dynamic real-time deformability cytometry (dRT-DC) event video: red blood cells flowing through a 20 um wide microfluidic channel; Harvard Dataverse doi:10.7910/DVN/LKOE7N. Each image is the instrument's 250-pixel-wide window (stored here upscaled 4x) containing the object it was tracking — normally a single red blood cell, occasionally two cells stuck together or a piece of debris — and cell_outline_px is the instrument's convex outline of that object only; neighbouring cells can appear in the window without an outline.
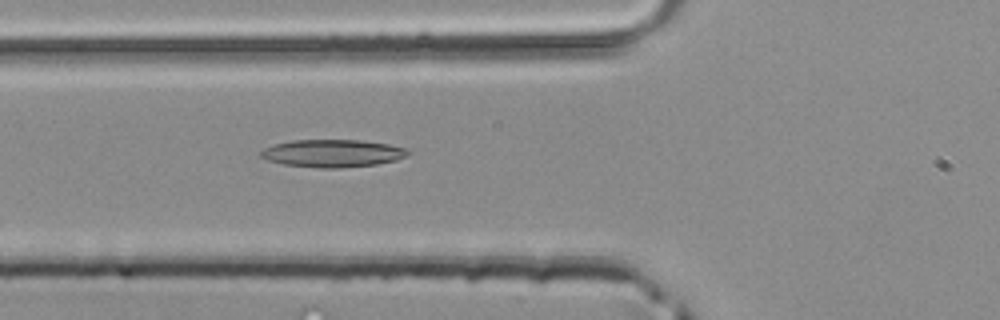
{"species": "common noctule bat (a hibernating species)", "species_latin": "Nyctalus noctula", "temperature_condition": "room temperature", "stored_images_in_passage": 41, "camera_frame_rate_fps": 3000, "um_per_image_px": 0.085, "animal": {"sex": "male", "body_mass_g": 20.4}, "frame": {"image": 1, "passage_image": 12, "time_ms": 3.667, "image_size_px": [1000, 320], "cell_outline_px": [[412, 152], [408, 156], [396, 160], [376, 164], [340, 168], [316, 168], [284, 164], [268, 160], [260, 156], [260, 152], [264, 148], [272, 144], [292, 140], [360, 140], [388, 144], [404, 148]], "centroid_in_image_um": [28.26, 13.03], "position_along_channel_um": 97.5, "area_um2": 23.76}}
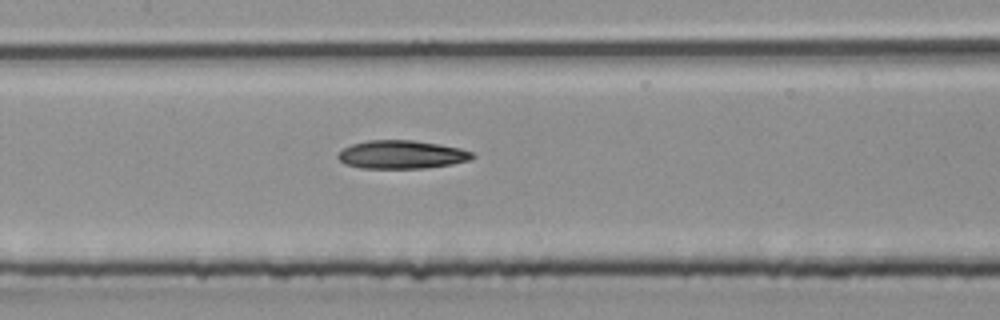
{"frame": {"image": 2, "passage_image": 17, "time_ms": 5.333, "image_size_px": [1000, 320], "cell_outline_px": [[476, 156], [468, 160], [452, 164], [424, 168], [360, 168], [344, 164], [336, 156], [344, 148], [352, 144], [368, 140], [416, 140], [440, 144], [460, 148], [472, 152]], "centroid_in_image_um": [34.14, 13.13], "position_along_channel_um": 173.3, "area_um2": 22.2}}
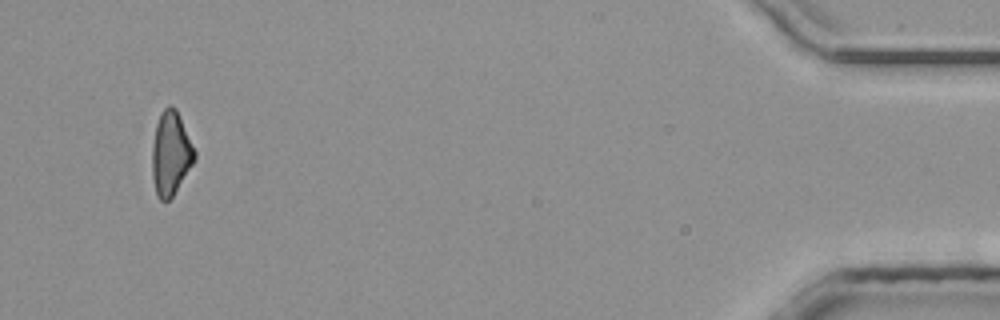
{"frame": {"image": 3, "passage_image": 39, "time_ms": 12.667, "image_size_px": [1000, 320], "cell_outline_px": [[196, 160], [172, 196], [168, 200], [160, 200], [156, 196], [152, 180], [152, 144], [156, 124], [160, 112], [168, 104], [172, 104], [176, 108], [196, 152]], "centroid_in_image_um": [14.5, 13.03], "position_along_channel_um": 420.7, "area_um2": 20.92}}